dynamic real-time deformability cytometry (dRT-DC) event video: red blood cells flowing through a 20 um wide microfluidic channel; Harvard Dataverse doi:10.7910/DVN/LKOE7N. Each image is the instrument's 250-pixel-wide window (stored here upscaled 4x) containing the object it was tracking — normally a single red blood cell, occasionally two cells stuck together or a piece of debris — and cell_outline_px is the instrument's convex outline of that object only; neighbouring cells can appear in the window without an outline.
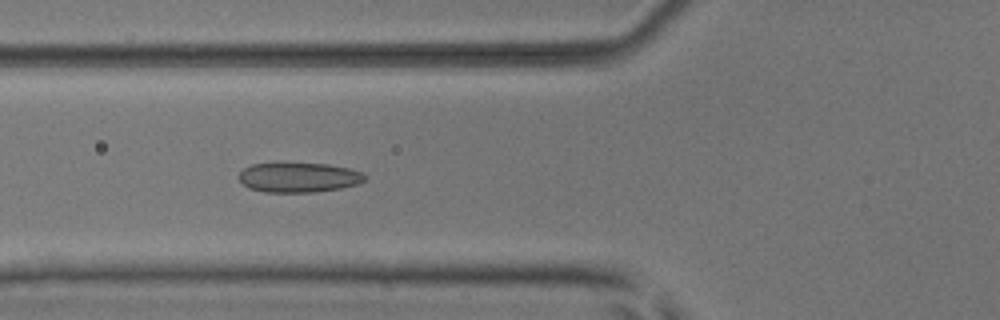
{"species": "common noctule bat (a hibernating species)", "species_latin": "Nyctalus noctula", "temperature_condition": "room temperature", "stored_images_in_passage": 52, "camera_frame_rate_fps": 3000, "um_per_image_px": 0.085, "animal": {"sex": "male", "body_mass_g": 17.9, "forearm_length_mm": 54.2}, "frame": {"image": 1, "passage_image": 20, "time_ms": 6.333, "image_size_px": [1000, 320], "cell_outline_px": [[368, 176], [364, 180], [356, 184], [340, 188], [316, 192], [264, 192], [248, 188], [240, 180], [240, 172], [244, 168], [252, 164], [280, 160], [328, 164], [348, 168], [364, 172]], "centroid_in_image_um": [25.37, 15.03], "position_along_channel_um": 100.4, "area_um2": 22.72}}
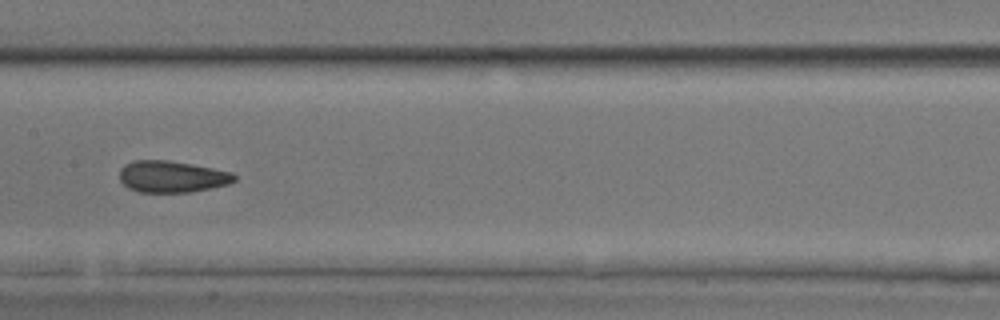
{"frame": {"image": 2, "passage_image": 27, "time_ms": 8.667, "image_size_px": [1000, 320], "cell_outline_px": [[236, 180], [228, 184], [192, 192], [136, 192], [128, 188], [120, 180], [120, 168], [124, 164], [132, 160], [168, 160], [192, 164], [232, 172], [236, 176]], "centroid_in_image_um": [14.59, 15.01], "position_along_channel_um": 192.8, "area_um2": 21.27}}
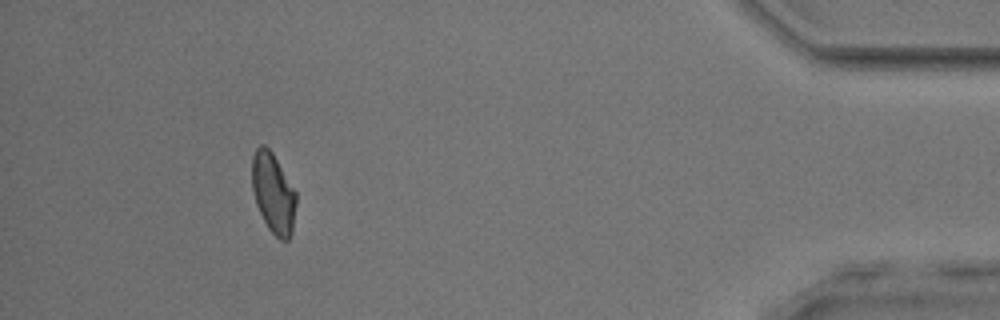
{"frame": {"image": 3, "passage_image": 48, "time_ms": 15.667, "image_size_px": [1000, 320], "cell_outline_px": [[296, 204], [292, 232], [288, 240], [280, 240], [268, 228], [256, 204], [252, 188], [252, 156], [256, 148], [260, 144], [264, 144], [272, 152], [296, 192]], "centroid_in_image_um": [23.22, 16.4], "position_along_channel_um": 412.0, "area_um2": 20.52}, "authors_computed_cell_mechanics": {"area_um2": 21.4149, "velocity_mm_per_s": 3.9639, "shape_relaxation_time_tau1_ms": 7.0478, "shape_relaxation_time_tau2_ms": 1.1064, "deformation_change_tau1": 0.1395, "deformation_change_tau2": 0.0567}}